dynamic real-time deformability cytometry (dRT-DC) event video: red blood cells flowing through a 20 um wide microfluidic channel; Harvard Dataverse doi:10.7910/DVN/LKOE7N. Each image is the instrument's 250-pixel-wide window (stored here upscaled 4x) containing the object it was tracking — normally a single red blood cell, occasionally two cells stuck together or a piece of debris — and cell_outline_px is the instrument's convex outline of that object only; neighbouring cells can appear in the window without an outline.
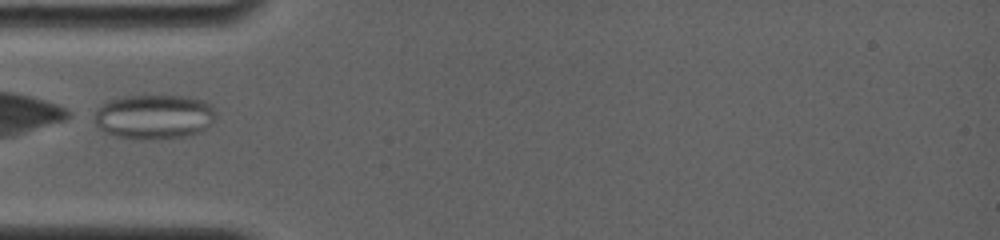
{"species": "common noctule bat (a hibernating species)", "species_latin": "Nyctalus noctula", "temperature_condition": "room temperature", "stored_images_in_passage": 4, "camera_frame_rate_fps": 4000, "um_per_image_px": 0.085, "animal": {"sex": "female", "body_mass_g": 19.0, "forearm_length_mm": 56.7}, "frame": {"image": 1, "passage_image": 1, "time_ms": 0.0, "image_size_px": [1000, 240], "cell_outline_px": [[212, 120], [200, 132], [184, 136], [156, 140], [136, 140], [116, 136], [104, 132], [96, 124], [96, 112], [104, 104], [112, 100], [124, 96], [180, 96], [200, 100], [212, 104]], "centroid_in_image_um": [13.07, 9.95], "position_along_channel_um": 71.9, "area_um2": 31.04}}